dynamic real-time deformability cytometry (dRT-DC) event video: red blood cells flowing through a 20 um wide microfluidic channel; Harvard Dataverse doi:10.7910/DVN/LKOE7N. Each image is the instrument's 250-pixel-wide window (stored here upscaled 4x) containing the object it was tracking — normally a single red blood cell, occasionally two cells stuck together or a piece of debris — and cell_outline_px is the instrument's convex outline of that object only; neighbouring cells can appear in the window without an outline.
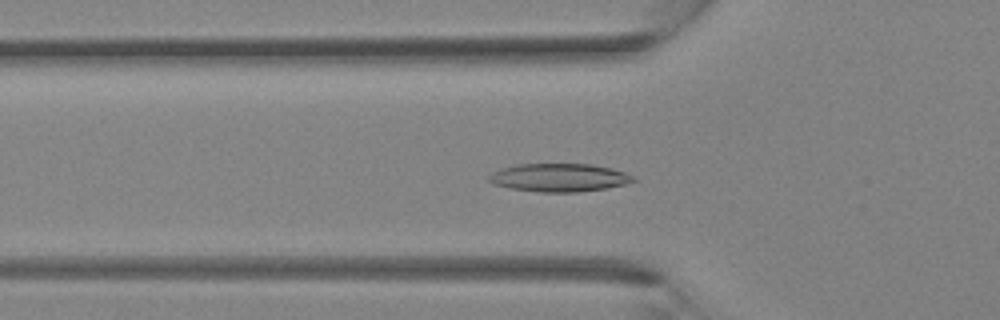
{"species": "Egyptian fruit bat (a non-hibernating species)", "species_latin": "Rousettus aegyptiacus", "temperature_condition": "room temperature", "stored_images_in_passage": 23, "camera_frame_rate_fps": 3000, "um_per_image_px": 0.085, "animal": {"sex": "female"}, "frame": {"image": 1, "passage_image": 12, "time_ms": 3.667, "image_size_px": [1000, 320], "cell_outline_px": [[636, 180], [624, 184], [608, 188], [576, 192], [540, 192], [512, 188], [492, 184], [484, 180], [492, 172], [516, 164], [592, 164], [612, 168], [636, 176]], "centroid_in_image_um": [47.52, 15.09], "position_along_channel_um": 78.3, "area_um2": 23.81}}
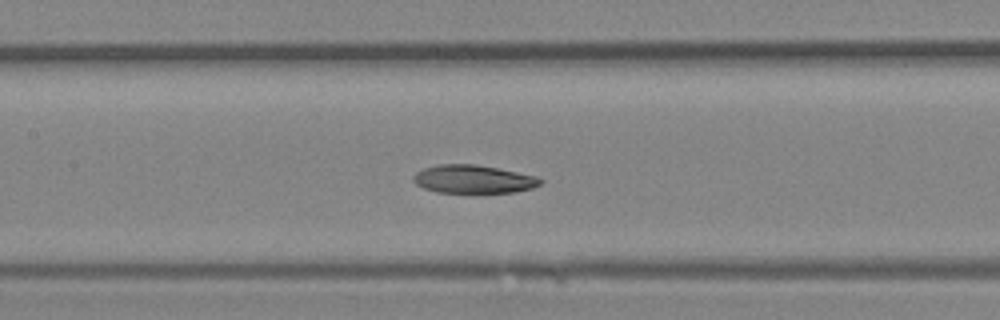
{"frame": {"image": 2, "passage_image": 17, "time_ms": 5.333, "image_size_px": [1000, 320], "cell_outline_px": [[544, 180], [540, 184], [532, 188], [516, 192], [472, 196], [436, 192], [424, 188], [416, 184], [412, 180], [412, 176], [416, 172], [424, 168], [440, 164], [476, 164], [536, 176]], "centroid_in_image_um": [40.22, 15.29], "position_along_channel_um": 167.2, "area_um2": 21.91}}
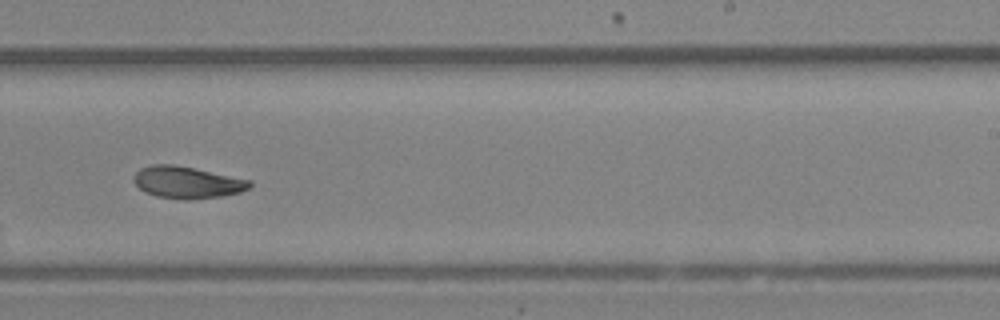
{"frame": {"image": 3, "passage_image": 23, "time_ms": 7.333, "image_size_px": [1000, 320], "cell_outline_px": [[252, 184], [248, 188], [240, 192], [220, 196], [188, 200], [184, 200], [156, 196], [144, 192], [132, 180], [136, 172], [140, 168], [152, 164], [172, 164], [252, 180]], "centroid_in_image_um": [15.87, 15.5], "position_along_channel_um": 273.1, "area_um2": 21.44}}